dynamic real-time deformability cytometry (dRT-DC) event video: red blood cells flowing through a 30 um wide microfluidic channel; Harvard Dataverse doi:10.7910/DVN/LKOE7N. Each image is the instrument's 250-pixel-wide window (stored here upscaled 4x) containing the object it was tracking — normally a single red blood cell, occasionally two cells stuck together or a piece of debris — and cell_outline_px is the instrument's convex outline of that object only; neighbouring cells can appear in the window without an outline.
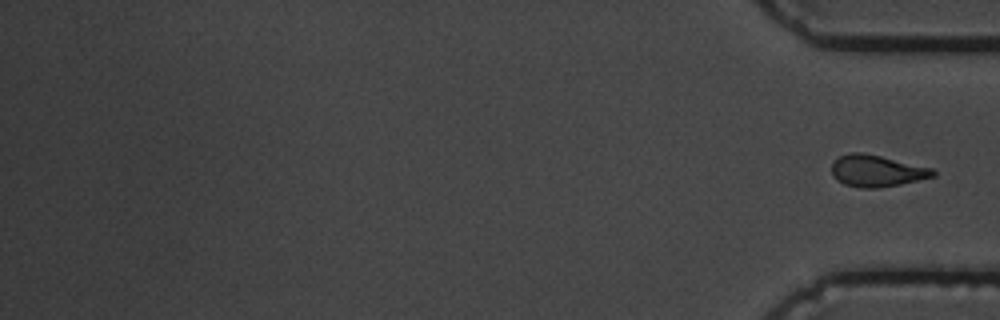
{"species": "common noctule bat (a hibernating species)", "species_latin": "Nyctalus noctula", "temperature_condition": "cold", "stored_images_in_passage": 16, "segment_of_instrument_passage": [2, 2], "camera_frame_rate_fps": 3000, "um_per_image_px": 0.085, "animal": {"sex": "male", "body_mass_g": 19.5, "forearm_length_mm": 54.6}, "frame": {"image": 1, "passage_image": 16, "time_ms": 19.333, "image_size_px": [1000, 320], "cell_outline_px": [[936, 176], [900, 184], [876, 188], [860, 188], [844, 184], [836, 180], [832, 176], [832, 160], [848, 152], [860, 152], [880, 156], [932, 168], [936, 172]], "centroid_in_image_um": [74.48, 14.52], "position_along_channel_um": 360.7, "area_um2": 18.73}}